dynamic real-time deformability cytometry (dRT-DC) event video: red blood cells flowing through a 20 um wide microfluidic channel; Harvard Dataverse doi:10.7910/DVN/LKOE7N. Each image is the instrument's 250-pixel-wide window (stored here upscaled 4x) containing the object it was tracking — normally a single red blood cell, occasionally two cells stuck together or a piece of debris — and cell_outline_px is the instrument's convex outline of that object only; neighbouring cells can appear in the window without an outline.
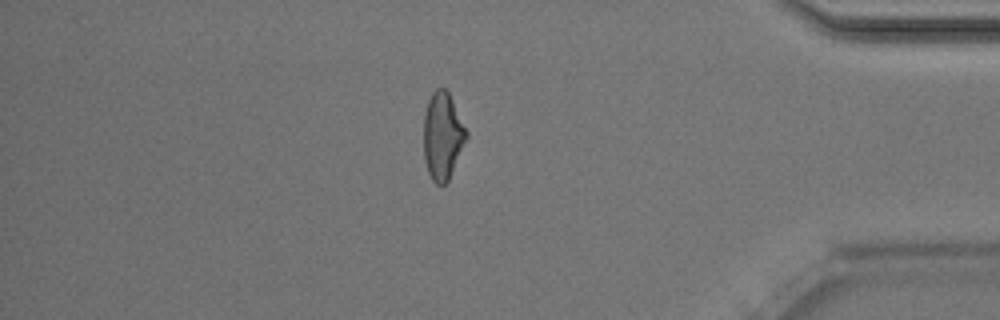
{"species": "Egyptian fruit bat (a non-hibernating species)", "species_latin": "Rousettus aegyptiacus", "temperature_condition": "room temperature", "stored_images_in_passage": 50, "camera_frame_rate_fps": 3000, "um_per_image_px": 0.085, "animal": {"sex": "male"}, "frame": {"image": 1, "passage_image": 43, "time_ms": 14.0, "image_size_px": [1000, 320], "cell_outline_px": [[468, 136], [448, 180], [444, 184], [436, 184], [432, 180], [428, 172], [424, 156], [424, 116], [428, 100], [432, 92], [436, 88], [444, 88], [448, 92], [468, 132]], "centroid_in_image_um": [37.61, 11.54], "position_along_channel_um": 397.6, "area_um2": 21.44}, "authors_computed_cell_mechanics": {"area_um2": 22.253, "velocity_mm_per_s": 4.0381, "shape_relaxation_time_tau1_ms": 5.031, "shape_relaxation_time_tau2_ms": 2.4482, "deformation_change_tau1": 0.1885, "deformation_change_tau2": 0.0882}}